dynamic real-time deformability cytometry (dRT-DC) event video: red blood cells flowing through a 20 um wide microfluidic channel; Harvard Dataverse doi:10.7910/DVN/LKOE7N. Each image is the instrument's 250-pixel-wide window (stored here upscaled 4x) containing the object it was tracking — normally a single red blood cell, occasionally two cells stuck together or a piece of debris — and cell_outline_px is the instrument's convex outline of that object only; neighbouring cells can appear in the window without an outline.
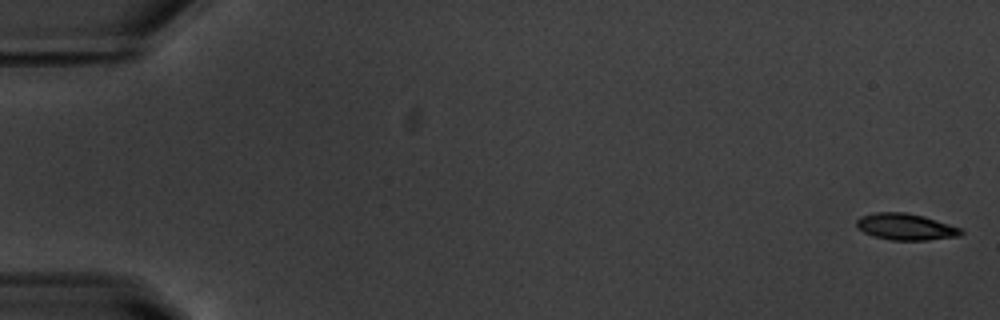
{"species": "common noctule bat (a hibernating species)", "species_latin": "Nyctalus noctula", "temperature_condition": "warm", "stored_images_in_passage": 54, "camera_frame_rate_fps": 3000, "um_per_image_px": 0.085, "animal": {"sex": "male", "body_mass_g": 20.1, "forearm_length_mm": 53.5}, "frame": {"image": 1, "passage_image": 1, "time_ms": 0.0, "image_size_px": [1000, 320], "cell_outline_px": [[964, 232], [960, 236], [928, 240], [888, 240], [864, 232], [856, 228], [856, 220], [860, 216], [876, 212], [904, 212], [924, 216], [960, 228]], "centroid_in_image_um": [76.96, 19.27], "position_along_channel_um": 8.0, "area_um2": 16.13}}
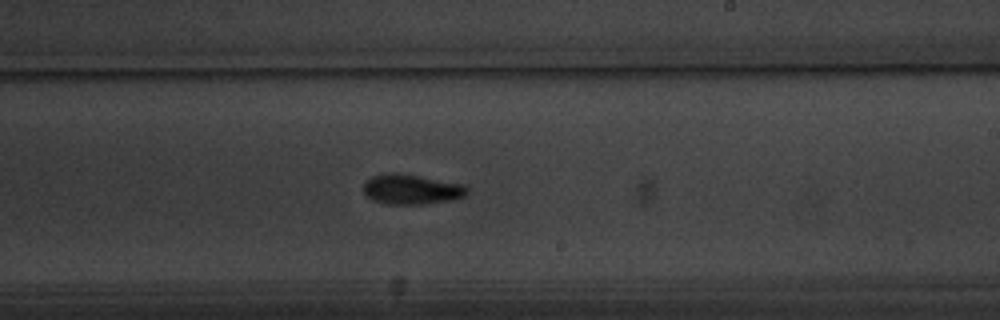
{"frame": {"image": 2, "passage_image": 33, "time_ms": 10.667, "image_size_px": [1000, 320], "cell_outline_px": [[468, 192], [464, 196], [452, 200], [428, 204], [388, 204], [372, 200], [364, 192], [364, 184], [372, 176], [384, 172], [400, 172], [464, 184], [468, 188]], "centroid_in_image_um": [34.99, 16.08], "position_along_channel_um": 254.0, "area_um2": 18.38}}
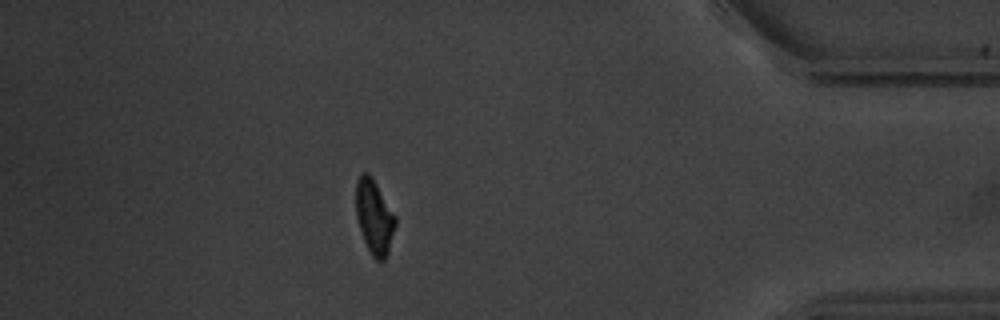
{"frame": {"image": 3, "passage_image": 48, "time_ms": 15.667, "image_size_px": [1000, 320], "cell_outline_px": [[396, 224], [388, 256], [384, 260], [376, 260], [372, 256], [364, 240], [356, 216], [356, 180], [360, 172], [368, 172], [372, 176], [396, 216]], "centroid_in_image_um": [31.82, 18.41], "position_along_channel_um": 403.4, "area_um2": 17.28}, "authors_computed_cell_mechanics": {"area_um2": 17.2244, "velocity_mm_per_s": 3.7517, "shape_relaxation_time_tau1_ms": 2.3347, "shape_relaxation_time_tau2_ms": null, "deformation_change_tau1": 0.1407, "deformation_change_tau2": null}}